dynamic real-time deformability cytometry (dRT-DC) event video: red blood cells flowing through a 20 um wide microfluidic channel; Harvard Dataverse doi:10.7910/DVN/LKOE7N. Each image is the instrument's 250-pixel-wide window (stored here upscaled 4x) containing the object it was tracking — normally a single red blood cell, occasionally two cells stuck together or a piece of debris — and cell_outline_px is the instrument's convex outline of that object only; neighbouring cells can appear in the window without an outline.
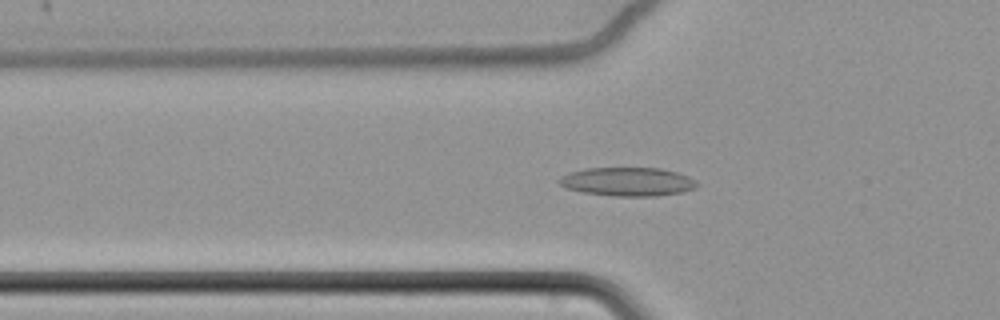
{"species": "common noctule bat (a hibernating species)", "species_latin": "Nyctalus noctula", "temperature_condition": "cold", "stored_images_in_passage": 64, "camera_frame_rate_fps": 3000, "um_per_image_px": 0.085, "animal": {"sex": "female", "body_mass_g": 22.7, "forearm_length_mm": 54.2}, "frame": {"image": 1, "passage_image": 25, "time_ms": 8.0, "image_size_px": [1000, 320], "cell_outline_px": [[700, 184], [696, 188], [680, 192], [656, 196], [612, 196], [584, 192], [564, 188], [556, 180], [560, 176], [568, 172], [584, 168], [660, 168], [676, 172], [688, 176], [696, 180]], "centroid_in_image_um": [53.32, 15.44], "position_along_channel_um": 72.5, "area_um2": 23.24}}
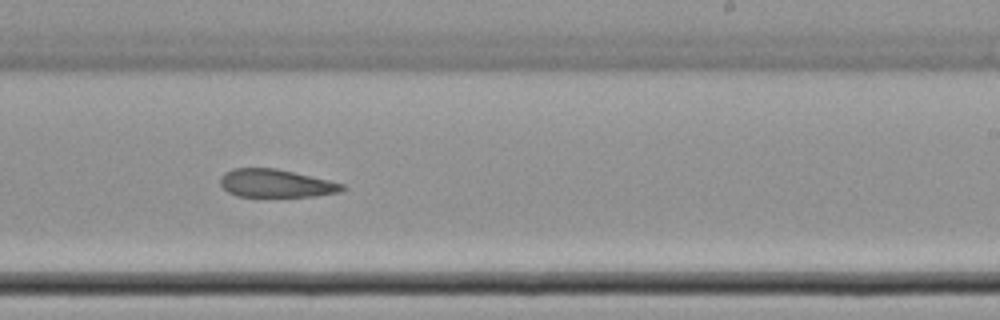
{"frame": {"image": 2, "passage_image": 42, "time_ms": 13.667, "image_size_px": [1000, 320], "cell_outline_px": [[344, 188], [340, 192], [312, 196], [236, 196], [228, 192], [220, 184], [220, 176], [224, 172], [232, 168], [276, 168], [328, 180], [344, 184]], "centroid_in_image_um": [23.4, 15.57], "position_along_channel_um": 265.6, "area_um2": 19.77}}
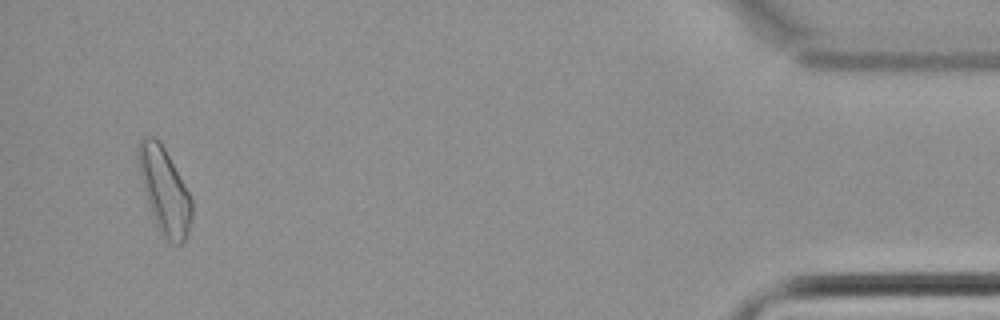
{"frame": {"image": 3, "passage_image": 62, "time_ms": 20.333, "image_size_px": [1000, 320], "cell_outline_px": [[192, 216], [188, 236], [180, 244], [176, 244], [168, 240], [160, 232], [152, 216], [140, 176], [136, 156], [136, 148], [140, 140], [144, 136], [152, 136], [164, 148], [188, 192], [192, 200]], "centroid_in_image_um": [13.96, 16.21], "position_along_channel_um": 421.2, "area_um2": 26.36}, "authors_computed_cell_mechanics": {"area_um2": 22.6576, "velocity_mm_per_s": 3.4388, "shape_relaxation_time_tau1_ms": null, "shape_relaxation_time_tau2_ms": 4.086, "deformation_change_tau1": null, "deformation_change_tau2": 0.129}}